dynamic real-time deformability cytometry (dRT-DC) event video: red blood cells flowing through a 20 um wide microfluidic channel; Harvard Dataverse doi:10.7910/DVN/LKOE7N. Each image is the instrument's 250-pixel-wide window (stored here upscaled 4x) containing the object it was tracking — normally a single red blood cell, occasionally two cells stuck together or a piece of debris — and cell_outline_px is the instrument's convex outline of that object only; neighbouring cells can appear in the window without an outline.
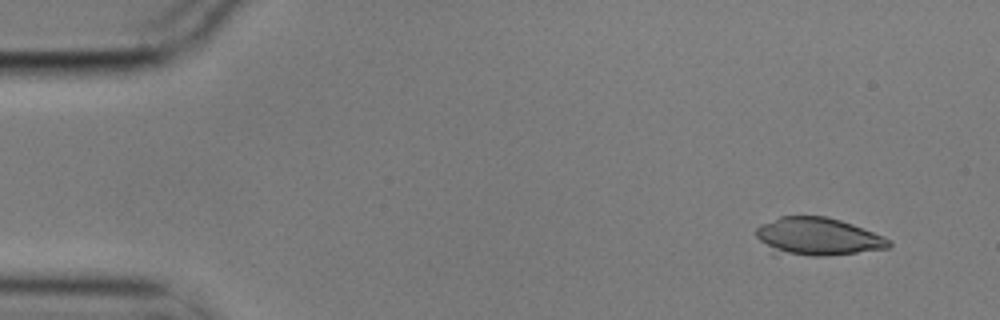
{"species": "common noctule bat (a hibernating species)", "species_latin": "Nyctalus noctula", "temperature_condition": "cold", "stored_images_in_passage": 3, "camera_frame_rate_fps": 3000, "um_per_image_px": 0.085, "animal": {"sex": "male", "body_mass_g": 17.9}, "frame": {"image": 1, "passage_image": 1, "time_ms": 0.0, "image_size_px": [1000, 320], "cell_outline_px": [[892, 244], [888, 248], [828, 256], [776, 256], [756, 236], [756, 228], [760, 224], [780, 216], [824, 216], [840, 220], [852, 224], [884, 236], [892, 240]], "centroid_in_image_um": [69.47, 20.13], "position_along_channel_um": 15.5, "area_um2": 29.71}}